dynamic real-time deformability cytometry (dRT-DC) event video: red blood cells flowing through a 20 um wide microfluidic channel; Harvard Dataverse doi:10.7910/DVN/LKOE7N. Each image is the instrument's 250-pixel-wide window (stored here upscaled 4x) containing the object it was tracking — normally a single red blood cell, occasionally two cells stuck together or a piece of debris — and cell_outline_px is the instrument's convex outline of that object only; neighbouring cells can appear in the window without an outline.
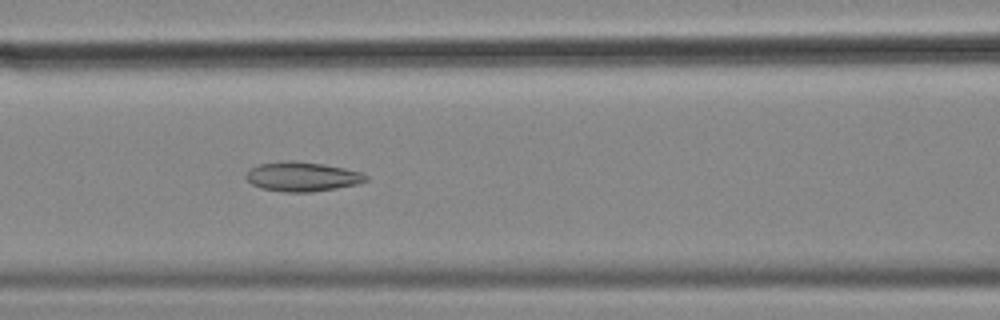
{"species": "common noctule bat (a hibernating species)", "species_latin": "Nyctalus noctula", "temperature_condition": "cold", "stored_images_in_passage": 46, "camera_frame_rate_fps": 3000, "um_per_image_px": 0.085, "animal": {"sex": "female", "body_mass_g": 18.4}, "frame": {"image": 1, "passage_image": 17, "time_ms": 5.333, "image_size_px": [1000, 320], "cell_outline_px": [[368, 180], [356, 184], [336, 188], [312, 192], [284, 192], [260, 188], [252, 184], [244, 176], [252, 168], [260, 164], [288, 160], [296, 160], [324, 164], [344, 168], [360, 172], [368, 176]], "centroid_in_image_um": [25.69, 15.01], "position_along_channel_um": 140.9, "area_um2": 20.52}}
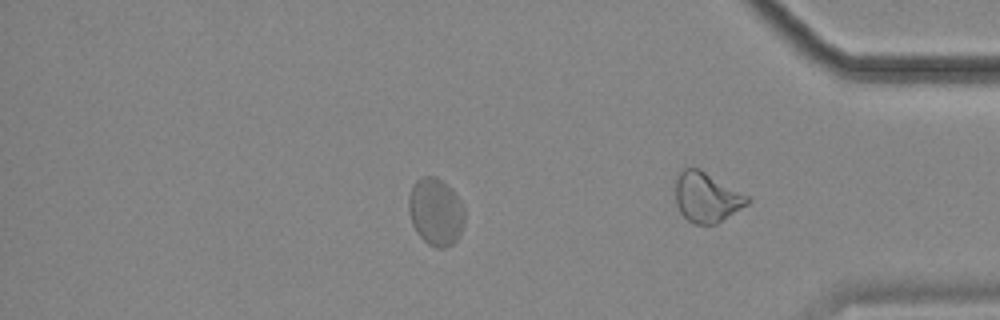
{"frame": {"image": 2, "passage_image": 37, "time_ms": 12.0, "image_size_px": [1000, 320], "cell_outline_px": [[464, 220], [460, 232], [456, 240], [452, 244], [444, 248], [436, 248], [428, 244], [416, 232], [412, 224], [408, 212], [408, 196], [412, 184], [420, 176], [436, 176], [452, 188], [464, 208]], "centroid_in_image_um": [37.0, 17.98], "position_along_channel_um": 398.2, "area_um2": 22.2}}
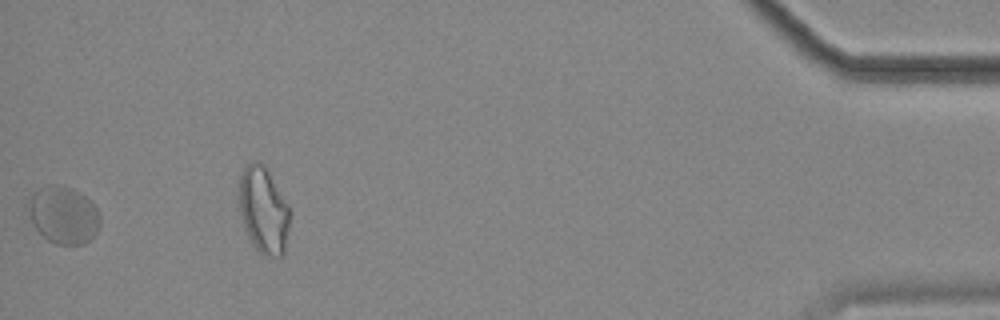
{"frame": {"image": 3, "passage_image": 45, "time_ms": 14.667, "image_size_px": [1000, 320], "cell_outline_px": [[100, 224], [96, 232], [84, 244], [56, 244], [48, 240], [32, 224], [28, 208], [28, 200], [40, 188], [52, 184], [56, 184], [72, 188], [84, 196], [100, 212]], "centroid_in_image_um": [5.39, 18.28], "position_along_channel_um": 429.8, "area_um2": 23.64}, "authors_computed_cell_mechanics": {"area_um2": 21.4149, "velocity_mm_per_s": 3.5689, "shape_relaxation_time_tau1_ms": null, "shape_relaxation_time_tau2_ms": 2.6092, "deformation_change_tau1": null, "deformation_change_tau2": 0.092}}